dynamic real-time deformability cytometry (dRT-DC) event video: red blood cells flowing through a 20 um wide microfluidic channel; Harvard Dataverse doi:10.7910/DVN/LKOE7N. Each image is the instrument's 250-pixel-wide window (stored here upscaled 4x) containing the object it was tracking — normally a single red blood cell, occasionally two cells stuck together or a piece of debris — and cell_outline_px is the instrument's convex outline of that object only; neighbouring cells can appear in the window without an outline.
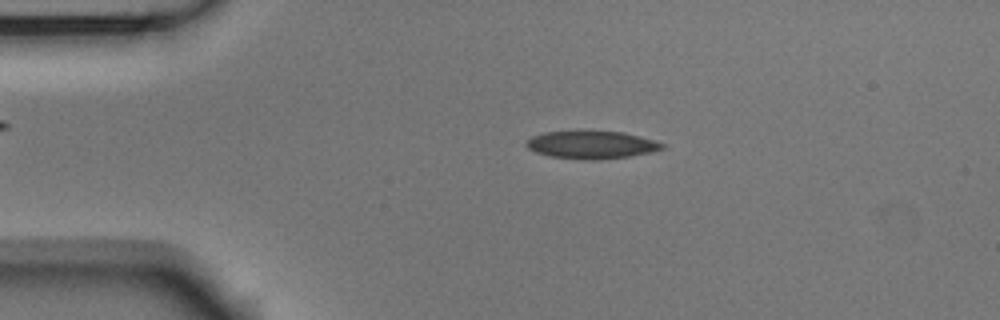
{"species": "Egyptian fruit bat (a non-hibernating species)", "species_latin": "Rousettus aegyptiacus", "temperature_condition": "room temperature", "stored_images_in_passage": 45, "camera_frame_rate_fps": 3000, "um_per_image_px": 0.085, "animal": {"sex": "male"}, "frame": {"image": 1, "passage_image": 3, "time_ms": 0.667, "image_size_px": [1000, 320], "cell_outline_px": [[668, 144], [664, 148], [652, 152], [628, 156], [596, 160], [580, 160], [552, 156], [536, 152], [528, 148], [524, 144], [532, 136], [544, 132], [580, 128], [624, 132], [656, 140]], "centroid_in_image_um": [50.29, 12.26], "position_along_channel_um": 34.7, "area_um2": 23.0}}
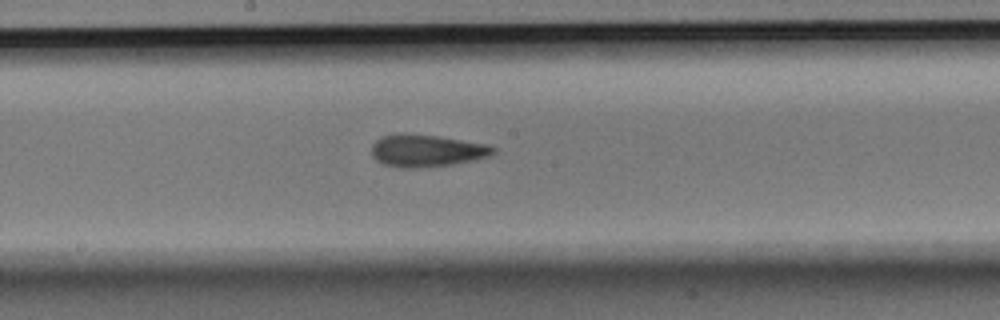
{"frame": {"image": 2, "passage_image": 20, "time_ms": 6.333, "image_size_px": [1000, 320], "cell_outline_px": [[496, 152], [488, 156], [472, 160], [452, 164], [416, 168], [400, 168], [380, 164], [372, 156], [372, 144], [380, 136], [404, 132], [436, 136], [484, 144], [496, 148]], "centroid_in_image_um": [36.17, 12.8], "position_along_channel_um": 212.0, "area_um2": 22.89}}
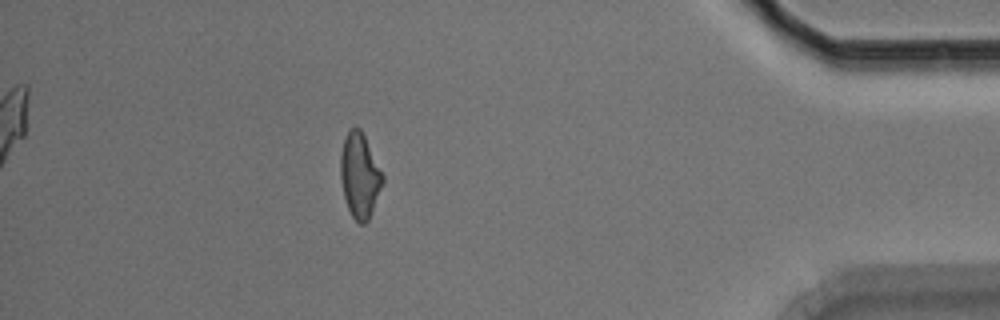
{"frame": {"image": 3, "passage_image": 39, "time_ms": 12.667, "image_size_px": [1000, 320], "cell_outline_px": [[384, 180], [368, 220], [364, 224], [360, 224], [352, 216], [348, 208], [344, 196], [340, 180], [340, 156], [344, 140], [348, 132], [356, 124], [360, 128], [384, 176]], "centroid_in_image_um": [30.56, 14.91], "position_along_channel_um": 404.6, "area_um2": 20.52}, "authors_computed_cell_mechanics": {"area_um2": 22.0796, "velocity_mm_per_s": 3.77, "shape_relaxation_time_tau1_ms": 10.5683, "shape_relaxation_time_tau2_ms": 4.125, "deformation_change_tau1": 0.1954, "deformation_change_tau2": 0.1271}}